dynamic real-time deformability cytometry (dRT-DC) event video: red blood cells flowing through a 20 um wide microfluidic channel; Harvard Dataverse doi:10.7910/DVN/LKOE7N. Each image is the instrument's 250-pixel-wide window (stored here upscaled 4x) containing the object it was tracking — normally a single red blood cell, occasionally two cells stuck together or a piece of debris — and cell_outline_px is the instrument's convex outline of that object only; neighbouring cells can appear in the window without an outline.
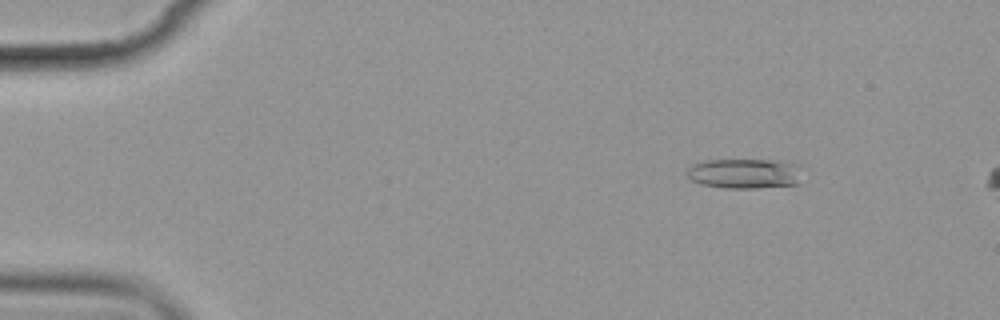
{"species": "common noctule bat (a hibernating species)", "species_latin": "Nyctalus noctula", "temperature_condition": "cold", "stored_images_in_passage": 4, "camera_frame_rate_fps": 3000, "um_per_image_px": 0.085, "animal": {"sex": "female", "body_mass_g": 19.9}, "frame": {"image": 1, "passage_image": 3, "time_ms": 2.0, "image_size_px": [1000, 320], "cell_outline_px": [[796, 184], [756, 188], [724, 188], [700, 184], [692, 180], [688, 176], [688, 168], [692, 164], [704, 160], [768, 160], [796, 164]], "centroid_in_image_um": [63.15, 14.75], "position_along_channel_um": 21.8, "area_um2": 19.54}}